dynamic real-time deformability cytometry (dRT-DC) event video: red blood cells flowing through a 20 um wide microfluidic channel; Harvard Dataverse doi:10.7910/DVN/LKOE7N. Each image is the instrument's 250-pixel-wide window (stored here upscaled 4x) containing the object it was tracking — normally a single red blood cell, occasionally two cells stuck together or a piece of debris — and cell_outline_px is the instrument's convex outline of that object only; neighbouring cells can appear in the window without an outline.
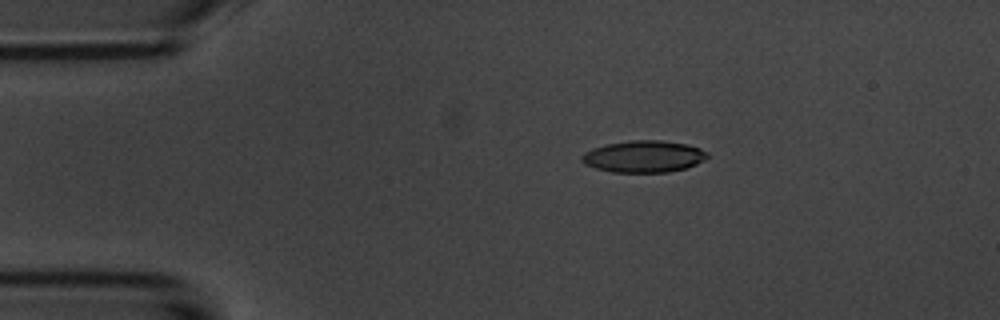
{"species": "common noctule bat (a hibernating species)", "species_latin": "Nyctalus noctula", "temperature_condition": "room temperature", "stored_images_in_passage": 5, "camera_frame_rate_fps": 3000, "um_per_image_px": 0.085, "animal": {"sex": "male", "body_mass_g": 20.1, "forearm_length_mm": 53.5}, "frame": {"image": 1, "passage_image": 3, "time_ms": 2.333, "image_size_px": [1000, 320], "cell_outline_px": [[708, 156], [704, 160], [696, 164], [684, 168], [668, 172], [612, 172], [596, 168], [584, 164], [580, 160], [580, 156], [584, 152], [592, 148], [608, 144], [632, 140], [660, 140], [688, 144], [700, 148], [708, 152]], "centroid_in_image_um": [54.7, 13.3], "position_along_channel_um": 30.3, "area_um2": 23.29}}
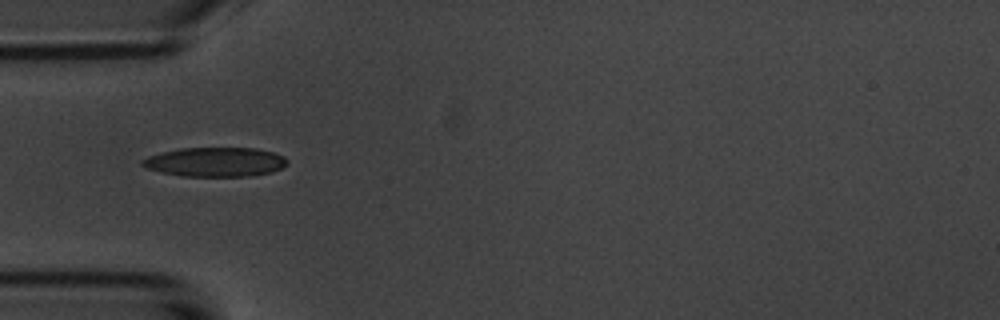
{"frame": {"image": 2, "passage_image": 5, "time_ms": 4.667, "image_size_px": [1000, 320], "cell_outline_px": [[288, 164], [272, 172], [252, 176], [180, 176], [160, 172], [144, 168], [140, 164], [140, 160], [148, 156], [160, 152], [180, 148], [256, 148], [272, 152], [284, 156], [288, 160]], "centroid_in_image_um": [18.26, 13.77], "position_along_channel_um": 66.7, "area_um2": 25.03}}